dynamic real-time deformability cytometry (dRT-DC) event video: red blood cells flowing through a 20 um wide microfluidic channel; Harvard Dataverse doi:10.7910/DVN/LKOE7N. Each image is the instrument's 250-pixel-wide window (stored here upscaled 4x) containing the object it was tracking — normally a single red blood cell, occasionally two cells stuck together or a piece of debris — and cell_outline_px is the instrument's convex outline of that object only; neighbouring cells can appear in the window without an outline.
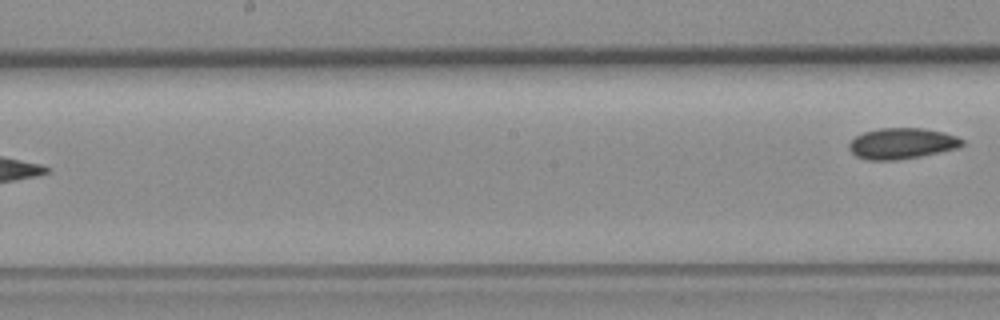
{"species": "common noctule bat (a hibernating species)", "species_latin": "Nyctalus noctula", "temperature_condition": "room temperature", "stored_images_in_passage": 9, "segment_of_instrument_passage": [2, 2], "camera_frame_rate_fps": 3000, "um_per_image_px": 0.085, "animal": {"sex": "female", "body_mass_g": 19.3, "forearm_length_mm": 54.1}, "frame": {"image": 1, "passage_image": 9, "time_ms": 10.333, "image_size_px": [1000, 320], "cell_outline_px": [[964, 144], [960, 148], [920, 156], [896, 160], [868, 160], [856, 156], [848, 148], [848, 144], [856, 136], [864, 132], [880, 128], [924, 128], [944, 132], [956, 136], [964, 140]], "centroid_in_image_um": [76.68, 12.19], "position_along_channel_um": 171.5, "area_um2": 20.46}}